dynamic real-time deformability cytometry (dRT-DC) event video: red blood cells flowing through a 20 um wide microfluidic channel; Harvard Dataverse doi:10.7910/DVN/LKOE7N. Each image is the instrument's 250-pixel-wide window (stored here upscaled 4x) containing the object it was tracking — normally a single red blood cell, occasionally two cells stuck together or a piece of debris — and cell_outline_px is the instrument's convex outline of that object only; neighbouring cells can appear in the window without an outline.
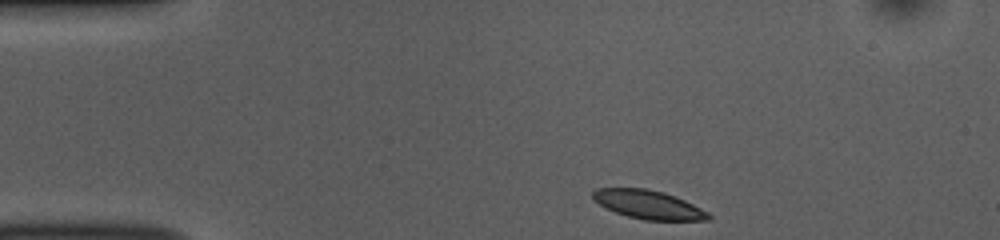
{"species": "common noctule bat (a hibernating species)", "species_latin": "Nyctalus noctula", "temperature_condition": "room temperature", "stored_images_in_passage": 43, "camera_frame_rate_fps": 3000, "um_per_image_px": 0.085, "animal": {"sex": "female", "body_mass_g": 10.0, "forearm_length_mm": 53.1}, "frame": {"image": 1, "passage_image": 1, "time_ms": 0.0, "image_size_px": [1000, 240], "cell_outline_px": [[712, 216], [708, 220], [644, 220], [628, 216], [616, 212], [592, 200], [592, 192], [596, 188], [648, 188], [664, 192], [684, 200], [708, 212]], "centroid_in_image_um": [55.1, 17.38], "position_along_channel_um": 29.9, "area_um2": 19.19}}
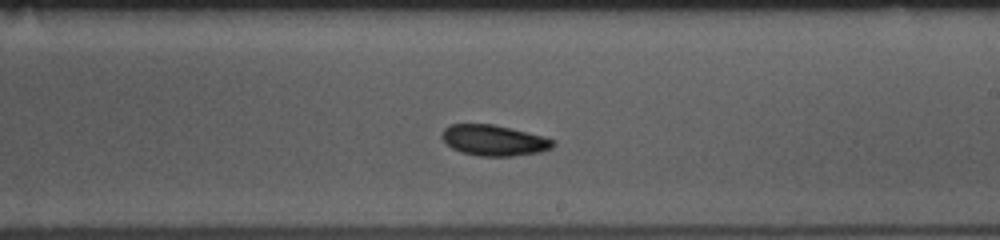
{"frame": {"image": 2, "passage_image": 22, "time_ms": 7.0, "image_size_px": [1000, 240], "cell_outline_px": [[556, 144], [552, 148], [540, 152], [512, 156], [480, 156], [460, 152], [452, 148], [440, 136], [444, 128], [452, 124], [492, 124], [544, 136], [556, 140]], "centroid_in_image_um": [42.01, 11.93], "position_along_channel_um": 247.0, "area_um2": 19.94}}
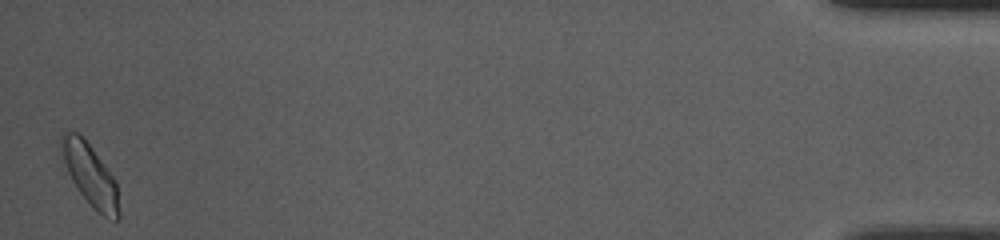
{"frame": {"image": 3, "passage_image": 43, "time_ms": 14.0, "image_size_px": [1000, 240], "cell_outline_px": [[120, 216], [116, 220], [104, 216], [92, 208], [80, 192], [60, 164], [60, 136], [64, 128], [76, 132], [88, 144], [116, 180], [120, 212]], "centroid_in_image_um": [7.59, 14.83], "position_along_channel_um": 427.6, "area_um2": 21.15}, "authors_computed_cell_mechanics": {"area_um2": 19.652, "velocity_mm_per_s": 3.8435, "shape_relaxation_time_tau1_ms": 3.526, "shape_relaxation_time_tau2_ms": 2.7705, "deformation_change_tau1": 0.081, "deformation_change_tau2": 0.0621}}